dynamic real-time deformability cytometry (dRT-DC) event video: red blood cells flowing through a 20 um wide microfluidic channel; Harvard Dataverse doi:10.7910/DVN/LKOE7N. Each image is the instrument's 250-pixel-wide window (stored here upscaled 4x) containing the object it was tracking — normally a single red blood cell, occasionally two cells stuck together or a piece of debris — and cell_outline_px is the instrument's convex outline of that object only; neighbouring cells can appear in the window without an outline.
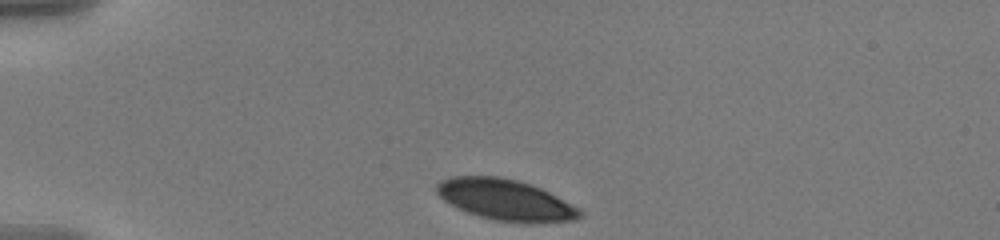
{"species": "human", "species_latin": "Homo sapiens", "temperature_condition": "warm", "stored_images_in_passage": 39, "camera_frame_rate_fps": 3000, "um_per_image_px": 0.085, "donor": {"sex": "male"}, "frame": {"image": 1, "passage_image": 1, "time_ms": 0.0, "image_size_px": [1000, 240], "cell_outline_px": [[584, 216], [576, 220], [532, 224], [524, 224], [492, 220], [468, 212], [444, 200], [436, 192], [436, 184], [440, 180], [452, 176], [500, 176], [532, 184], [580, 208], [584, 212]], "centroid_in_image_um": [43.02, 17.0], "position_along_channel_um": 42.0, "area_um2": 34.56}}
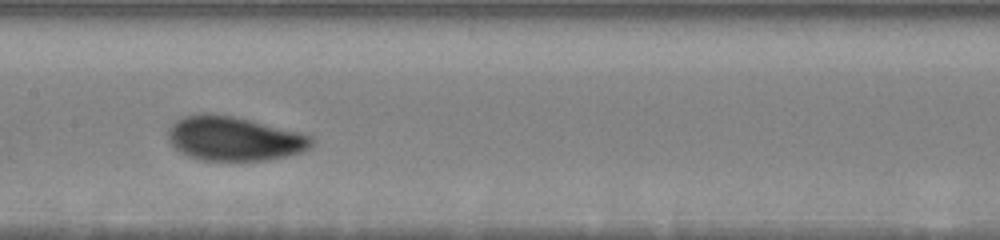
{"frame": {"image": 2, "passage_image": 17, "time_ms": 5.333, "image_size_px": [1000, 240], "cell_outline_px": [[312, 144], [308, 148], [300, 152], [268, 160], [200, 160], [188, 156], [180, 152], [168, 140], [168, 128], [176, 120], [184, 116], [200, 112], [208, 112], [232, 116], [312, 136]], "centroid_in_image_um": [19.81, 11.77], "position_along_channel_um": 187.6, "area_um2": 36.59}}
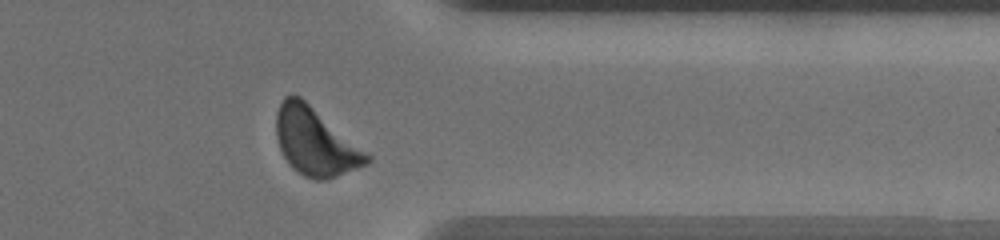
{"frame": {"image": 3, "passage_image": 34, "time_ms": 11.0, "image_size_px": [1000, 240], "cell_outline_px": [[372, 160], [368, 164], [336, 176], [324, 180], [316, 180], [304, 176], [292, 168], [284, 156], [280, 148], [276, 136], [276, 112], [284, 96], [300, 96], [372, 156]], "centroid_in_image_um": [26.8, 12.06], "position_along_channel_um": 384.6, "area_um2": 35.37}, "authors_computed_cell_mechanics": {"area_um2": 35.3736, "velocity_mm_per_s": 3.5434, "shape_relaxation_time_tau1_ms": 2.342, "shape_relaxation_time_tau2_ms": null, "deformation_change_tau1": 0.1323, "deformation_change_tau2": null}}